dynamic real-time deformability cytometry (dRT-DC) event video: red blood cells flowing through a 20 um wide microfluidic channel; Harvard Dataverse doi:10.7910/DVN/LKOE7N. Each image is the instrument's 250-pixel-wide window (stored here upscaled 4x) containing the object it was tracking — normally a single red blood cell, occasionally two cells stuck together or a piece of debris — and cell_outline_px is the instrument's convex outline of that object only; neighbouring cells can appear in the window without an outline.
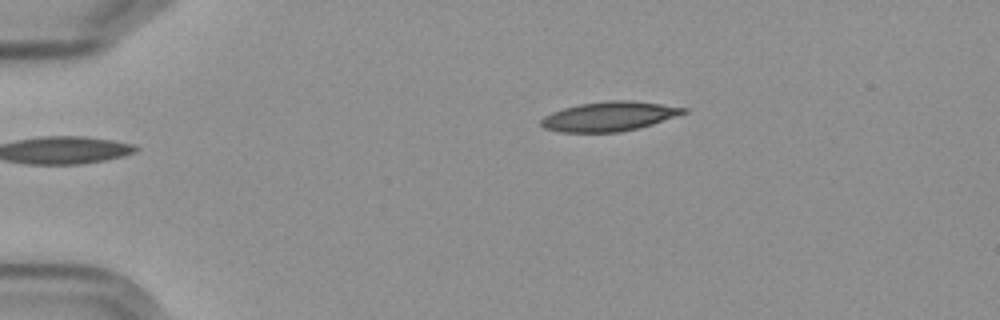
{"species": "Egyptian fruit bat (a non-hibernating species)", "species_latin": "Rousettus aegyptiacus", "temperature_condition": "cold", "stored_images_in_passage": 9, "camera_frame_rate_fps": 3000, "um_per_image_px": 0.085, "frame": {"image": 1, "passage_image": 1, "time_ms": 0.0, "image_size_px": [1000, 320], "cell_outline_px": [[688, 112], [652, 124], [620, 132], [560, 132], [544, 128], [540, 124], [540, 120], [544, 116], [552, 112], [564, 108], [580, 104], [608, 100], [632, 100], [688, 108]], "centroid_in_image_um": [51.77, 9.89], "position_along_channel_um": 33.2, "area_um2": 24.33}}
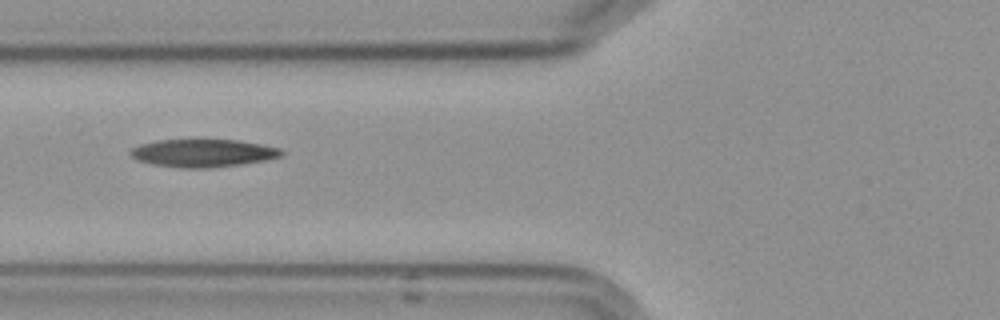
{"frame": {"image": 2, "passage_image": 4, "time_ms": 3.667, "image_size_px": [1000, 320], "cell_outline_px": [[284, 152], [280, 156], [264, 160], [240, 164], [212, 168], [180, 168], [152, 164], [136, 160], [128, 156], [128, 152], [132, 148], [140, 144], [156, 140], [192, 136], [240, 140], [264, 144], [280, 148]], "centroid_in_image_um": [17.18, 12.95], "position_along_channel_um": 108.6, "area_um2": 25.89}}
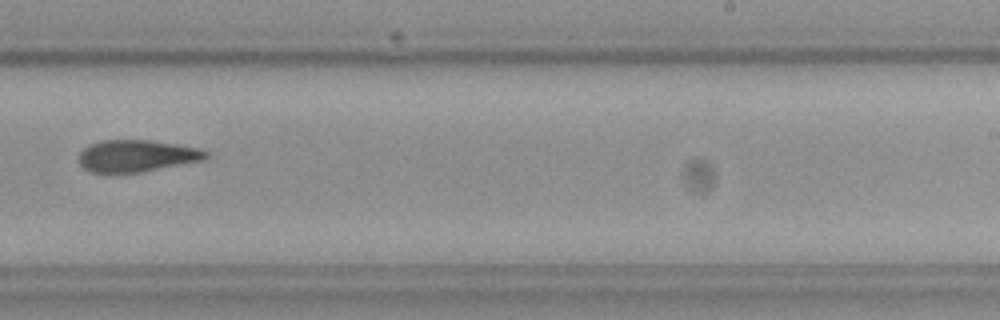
{"frame": {"image": 3, "passage_image": 8, "time_ms": 8.333, "image_size_px": [1000, 320], "cell_outline_px": [[208, 156], [204, 160], [140, 172], [92, 172], [84, 168], [80, 164], [80, 152], [88, 144], [100, 140], [148, 140], [176, 144], [200, 148], [208, 152]], "centroid_in_image_um": [11.63, 13.23], "position_along_channel_um": 277.4, "area_um2": 23.47}}